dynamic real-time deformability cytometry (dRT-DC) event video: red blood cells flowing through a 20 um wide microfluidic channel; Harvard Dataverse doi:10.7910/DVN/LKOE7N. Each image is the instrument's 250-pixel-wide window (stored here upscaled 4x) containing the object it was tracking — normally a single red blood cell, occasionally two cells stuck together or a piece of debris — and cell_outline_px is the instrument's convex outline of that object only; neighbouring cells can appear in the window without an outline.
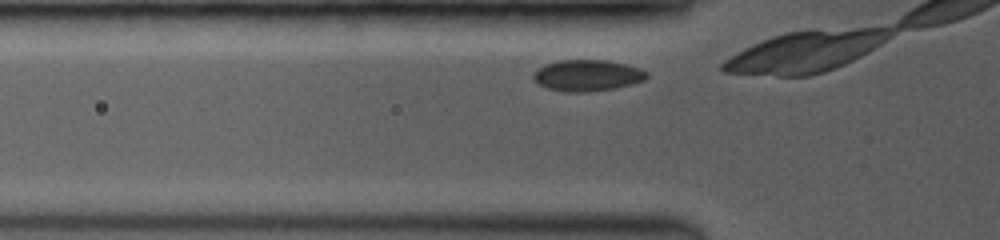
{"species": "common noctule bat (a hibernating species)", "species_latin": "Nyctalus noctula", "temperature_condition": "room temperature", "stored_images_in_passage": 8, "camera_frame_rate_fps": 3500, "um_per_image_px": 0.085, "animal": {"sex": "female", "body_mass_g": 19.0, "forearm_length_mm": 53.3}, "frame": {"image": 1, "passage_image": 2, "time_ms": 0.286, "image_size_px": [1000, 240], "cell_outline_px": [[648, 76], [644, 80], [632, 84], [616, 88], [588, 92], [564, 92], [548, 88], [532, 80], [532, 72], [536, 68], [544, 64], [556, 60], [608, 60], [640, 68], [648, 72]], "centroid_in_image_um": [49.88, 6.41], "position_along_channel_um": 75.9, "area_um2": 20.98}}